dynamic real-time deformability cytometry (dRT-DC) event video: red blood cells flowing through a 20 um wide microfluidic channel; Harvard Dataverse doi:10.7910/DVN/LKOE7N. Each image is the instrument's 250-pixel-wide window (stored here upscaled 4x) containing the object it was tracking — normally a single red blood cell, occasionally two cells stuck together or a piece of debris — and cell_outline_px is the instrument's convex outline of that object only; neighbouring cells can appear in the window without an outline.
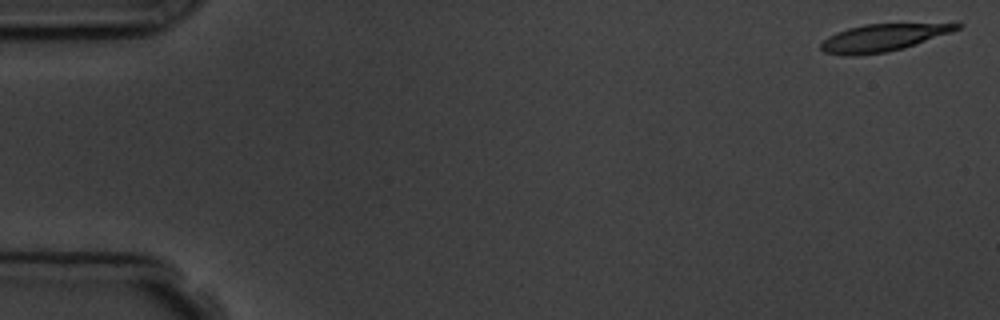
{"species": "common noctule bat (a hibernating species)", "species_latin": "Nyctalus noctula", "temperature_condition": "room temperature", "stored_images_in_passage": 5, "camera_frame_rate_fps": 3000, "um_per_image_px": 0.085, "animal": {"sex": "male", "body_mass_g": 19.5, "forearm_length_mm": 54.6}, "frame": {"image": 1, "passage_image": 1, "time_ms": 0.0, "image_size_px": [1000, 320], "cell_outline_px": [[964, 24], [960, 28], [952, 32], [900, 48], [884, 52], [856, 56], [844, 56], [824, 52], [820, 48], [820, 44], [828, 36], [836, 32], [848, 28], [864, 24]], "centroid_in_image_um": [74.94, 3.21], "position_along_channel_um": 10.1, "area_um2": 21.1}}
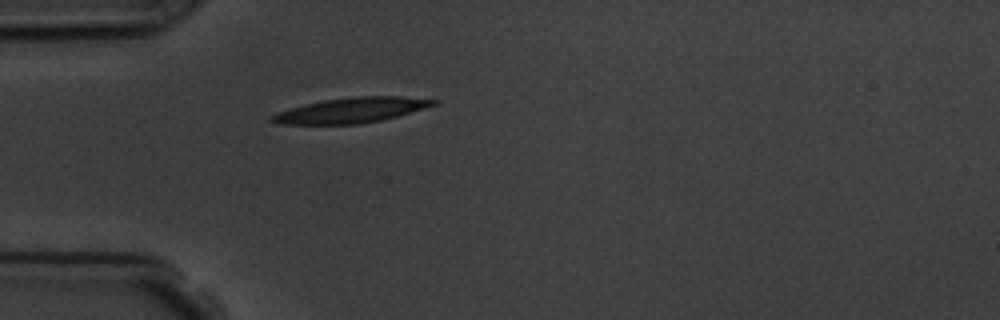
{"frame": {"image": 2, "passage_image": 5, "time_ms": 4.667, "image_size_px": [1000, 320], "cell_outline_px": [[440, 100], [436, 104], [424, 108], [396, 116], [380, 120], [360, 124], [280, 124], [268, 120], [268, 116], [304, 104], [324, 100], [352, 96], [400, 96]], "centroid_in_image_um": [29.84, 9.36], "position_along_channel_um": 55.2, "area_um2": 23.52}}